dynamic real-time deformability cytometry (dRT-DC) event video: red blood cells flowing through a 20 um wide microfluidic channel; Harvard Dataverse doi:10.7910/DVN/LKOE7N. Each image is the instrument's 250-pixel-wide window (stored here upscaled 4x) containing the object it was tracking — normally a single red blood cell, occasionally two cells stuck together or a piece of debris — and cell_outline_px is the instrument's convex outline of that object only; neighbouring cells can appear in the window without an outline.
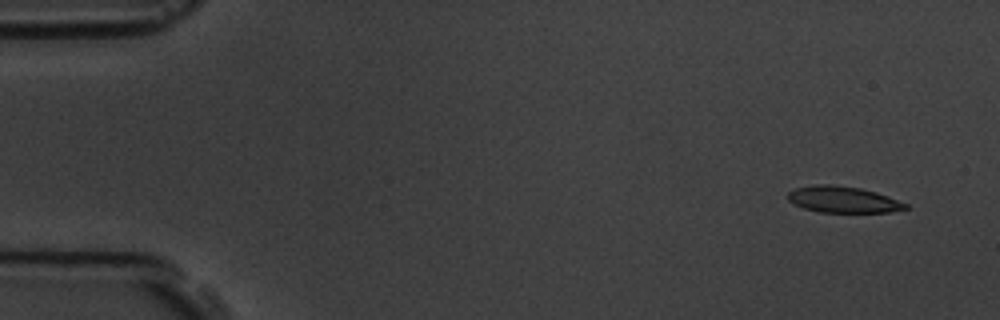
{"species": "common noctule bat (a hibernating species)", "species_latin": "Nyctalus noctula", "temperature_condition": "room temperature", "stored_images_in_passage": 6, "camera_frame_rate_fps": 3000, "um_per_image_px": 0.085, "animal": {"sex": "male", "body_mass_g": 19.5, "forearm_length_mm": 54.6}, "frame": {"image": 1, "passage_image": 1, "time_ms": 0.0, "image_size_px": [1000, 320], "cell_outline_px": [[908, 208], [892, 212], [820, 212], [804, 208], [788, 200], [788, 192], [796, 188], [816, 184], [832, 184], [860, 188], [876, 192], [888, 196], [908, 204]], "centroid_in_image_um": [71.68, 16.96], "position_along_channel_um": 13.3, "area_um2": 17.98}}
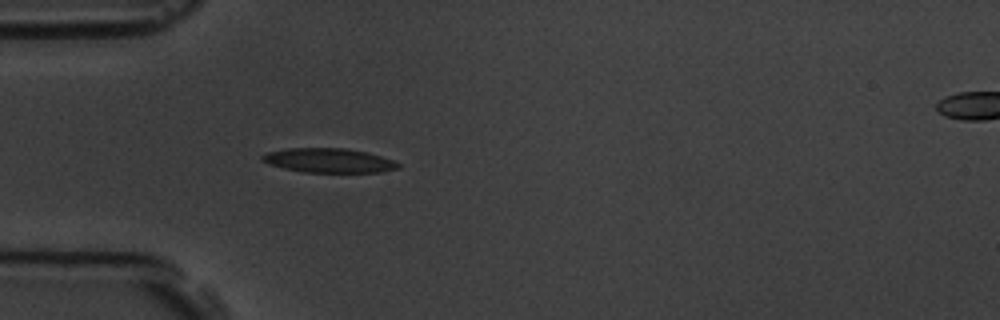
{"frame": {"image": 2, "passage_image": 5, "time_ms": 4.333, "image_size_px": [1000, 320], "cell_outline_px": [[400, 168], [380, 172], [304, 172], [284, 168], [268, 164], [260, 160], [260, 156], [268, 152], [288, 148], [344, 148], [368, 152], [396, 160], [400, 164]], "centroid_in_image_um": [27.97, 13.63], "position_along_channel_um": 57.0, "area_um2": 19.42}}